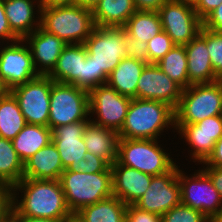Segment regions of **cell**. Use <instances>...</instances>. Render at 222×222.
I'll return each instance as SVG.
<instances>
[{"instance_id": "1", "label": "cell", "mask_w": 222, "mask_h": 222, "mask_svg": "<svg viewBox=\"0 0 222 222\" xmlns=\"http://www.w3.org/2000/svg\"><path fill=\"white\" fill-rule=\"evenodd\" d=\"M24 191L21 202L13 192L11 216L46 218L65 222L73 214L68 209L60 180L23 178L13 186V191ZM19 202V203H18ZM17 205V206H16Z\"/></svg>"}, {"instance_id": "2", "label": "cell", "mask_w": 222, "mask_h": 222, "mask_svg": "<svg viewBox=\"0 0 222 222\" xmlns=\"http://www.w3.org/2000/svg\"><path fill=\"white\" fill-rule=\"evenodd\" d=\"M175 126V109L157 100L132 98L120 138L157 139L165 127Z\"/></svg>"}, {"instance_id": "3", "label": "cell", "mask_w": 222, "mask_h": 222, "mask_svg": "<svg viewBox=\"0 0 222 222\" xmlns=\"http://www.w3.org/2000/svg\"><path fill=\"white\" fill-rule=\"evenodd\" d=\"M40 26L67 44H84L95 28L92 10L76 4L54 7L37 6Z\"/></svg>"}, {"instance_id": "4", "label": "cell", "mask_w": 222, "mask_h": 222, "mask_svg": "<svg viewBox=\"0 0 222 222\" xmlns=\"http://www.w3.org/2000/svg\"><path fill=\"white\" fill-rule=\"evenodd\" d=\"M124 27L95 26L84 45L96 66V86L106 84L108 76L126 56Z\"/></svg>"}, {"instance_id": "5", "label": "cell", "mask_w": 222, "mask_h": 222, "mask_svg": "<svg viewBox=\"0 0 222 222\" xmlns=\"http://www.w3.org/2000/svg\"><path fill=\"white\" fill-rule=\"evenodd\" d=\"M59 180L73 215L82 207L113 195L112 172L85 173L65 169Z\"/></svg>"}, {"instance_id": "6", "label": "cell", "mask_w": 222, "mask_h": 222, "mask_svg": "<svg viewBox=\"0 0 222 222\" xmlns=\"http://www.w3.org/2000/svg\"><path fill=\"white\" fill-rule=\"evenodd\" d=\"M215 115H222V87L219 80L193 84L183 89L175 109V124H195Z\"/></svg>"}, {"instance_id": "7", "label": "cell", "mask_w": 222, "mask_h": 222, "mask_svg": "<svg viewBox=\"0 0 222 222\" xmlns=\"http://www.w3.org/2000/svg\"><path fill=\"white\" fill-rule=\"evenodd\" d=\"M163 150L157 139L120 138L117 162L152 176L162 175L176 166Z\"/></svg>"}, {"instance_id": "8", "label": "cell", "mask_w": 222, "mask_h": 222, "mask_svg": "<svg viewBox=\"0 0 222 222\" xmlns=\"http://www.w3.org/2000/svg\"><path fill=\"white\" fill-rule=\"evenodd\" d=\"M89 114V91L52 80L48 121L51 130L79 121H89Z\"/></svg>"}, {"instance_id": "9", "label": "cell", "mask_w": 222, "mask_h": 222, "mask_svg": "<svg viewBox=\"0 0 222 222\" xmlns=\"http://www.w3.org/2000/svg\"><path fill=\"white\" fill-rule=\"evenodd\" d=\"M52 79L39 75L9 90L18 102L28 124L48 126Z\"/></svg>"}, {"instance_id": "10", "label": "cell", "mask_w": 222, "mask_h": 222, "mask_svg": "<svg viewBox=\"0 0 222 222\" xmlns=\"http://www.w3.org/2000/svg\"><path fill=\"white\" fill-rule=\"evenodd\" d=\"M181 203L202 212L208 219L222 213V199L203 170L189 178L178 168Z\"/></svg>"}, {"instance_id": "11", "label": "cell", "mask_w": 222, "mask_h": 222, "mask_svg": "<svg viewBox=\"0 0 222 222\" xmlns=\"http://www.w3.org/2000/svg\"><path fill=\"white\" fill-rule=\"evenodd\" d=\"M162 30L176 45H186L194 39L203 26L193 5L179 0H168L158 11Z\"/></svg>"}, {"instance_id": "12", "label": "cell", "mask_w": 222, "mask_h": 222, "mask_svg": "<svg viewBox=\"0 0 222 222\" xmlns=\"http://www.w3.org/2000/svg\"><path fill=\"white\" fill-rule=\"evenodd\" d=\"M130 97L119 94L107 83L89 91V113L97 115L92 123L119 132L124 124Z\"/></svg>"}, {"instance_id": "13", "label": "cell", "mask_w": 222, "mask_h": 222, "mask_svg": "<svg viewBox=\"0 0 222 222\" xmlns=\"http://www.w3.org/2000/svg\"><path fill=\"white\" fill-rule=\"evenodd\" d=\"M18 40L0 50V83L6 91L33 80L40 74L35 70L30 47Z\"/></svg>"}, {"instance_id": "14", "label": "cell", "mask_w": 222, "mask_h": 222, "mask_svg": "<svg viewBox=\"0 0 222 222\" xmlns=\"http://www.w3.org/2000/svg\"><path fill=\"white\" fill-rule=\"evenodd\" d=\"M181 203L177 165L169 172L153 176L149 188L134 204L139 209L162 216Z\"/></svg>"}, {"instance_id": "15", "label": "cell", "mask_w": 222, "mask_h": 222, "mask_svg": "<svg viewBox=\"0 0 222 222\" xmlns=\"http://www.w3.org/2000/svg\"><path fill=\"white\" fill-rule=\"evenodd\" d=\"M183 88L166 75L155 63L147 64L139 77L137 98L157 100L176 109Z\"/></svg>"}, {"instance_id": "16", "label": "cell", "mask_w": 222, "mask_h": 222, "mask_svg": "<svg viewBox=\"0 0 222 222\" xmlns=\"http://www.w3.org/2000/svg\"><path fill=\"white\" fill-rule=\"evenodd\" d=\"M194 152L193 159L204 162L212 153L216 141L222 136V115L205 118L195 124H175Z\"/></svg>"}, {"instance_id": "17", "label": "cell", "mask_w": 222, "mask_h": 222, "mask_svg": "<svg viewBox=\"0 0 222 222\" xmlns=\"http://www.w3.org/2000/svg\"><path fill=\"white\" fill-rule=\"evenodd\" d=\"M88 122L79 121L52 130V142L56 146L63 168L66 170L79 171L78 163L84 159L87 152L83 134Z\"/></svg>"}, {"instance_id": "18", "label": "cell", "mask_w": 222, "mask_h": 222, "mask_svg": "<svg viewBox=\"0 0 222 222\" xmlns=\"http://www.w3.org/2000/svg\"><path fill=\"white\" fill-rule=\"evenodd\" d=\"M112 192L126 205H134L149 188L152 175L119 164L111 165Z\"/></svg>"}, {"instance_id": "19", "label": "cell", "mask_w": 222, "mask_h": 222, "mask_svg": "<svg viewBox=\"0 0 222 222\" xmlns=\"http://www.w3.org/2000/svg\"><path fill=\"white\" fill-rule=\"evenodd\" d=\"M189 86L219 80L215 74L207 49V29L202 26L199 34L185 45Z\"/></svg>"}, {"instance_id": "20", "label": "cell", "mask_w": 222, "mask_h": 222, "mask_svg": "<svg viewBox=\"0 0 222 222\" xmlns=\"http://www.w3.org/2000/svg\"><path fill=\"white\" fill-rule=\"evenodd\" d=\"M24 40L29 41L33 64L35 70L40 75H48L53 70L63 49L67 45L62 39L47 32L41 26L37 27V29ZM37 62L41 64L38 70Z\"/></svg>"}, {"instance_id": "21", "label": "cell", "mask_w": 222, "mask_h": 222, "mask_svg": "<svg viewBox=\"0 0 222 222\" xmlns=\"http://www.w3.org/2000/svg\"><path fill=\"white\" fill-rule=\"evenodd\" d=\"M87 57L84 44H67L48 76L54 82L82 88V69Z\"/></svg>"}, {"instance_id": "22", "label": "cell", "mask_w": 222, "mask_h": 222, "mask_svg": "<svg viewBox=\"0 0 222 222\" xmlns=\"http://www.w3.org/2000/svg\"><path fill=\"white\" fill-rule=\"evenodd\" d=\"M64 170L57 148L51 141L24 162L23 178L59 180Z\"/></svg>"}, {"instance_id": "23", "label": "cell", "mask_w": 222, "mask_h": 222, "mask_svg": "<svg viewBox=\"0 0 222 222\" xmlns=\"http://www.w3.org/2000/svg\"><path fill=\"white\" fill-rule=\"evenodd\" d=\"M119 133L96 125L91 120L86 124L83 141L87 152L106 160L110 165L117 161Z\"/></svg>"}, {"instance_id": "24", "label": "cell", "mask_w": 222, "mask_h": 222, "mask_svg": "<svg viewBox=\"0 0 222 222\" xmlns=\"http://www.w3.org/2000/svg\"><path fill=\"white\" fill-rule=\"evenodd\" d=\"M146 65L134 58H123L108 76L107 84L121 95L137 98L138 80Z\"/></svg>"}, {"instance_id": "25", "label": "cell", "mask_w": 222, "mask_h": 222, "mask_svg": "<svg viewBox=\"0 0 222 222\" xmlns=\"http://www.w3.org/2000/svg\"><path fill=\"white\" fill-rule=\"evenodd\" d=\"M33 3V0H3L9 26L20 40H24L40 26V16L38 23L34 20ZM33 22L37 24L35 28Z\"/></svg>"}, {"instance_id": "26", "label": "cell", "mask_w": 222, "mask_h": 222, "mask_svg": "<svg viewBox=\"0 0 222 222\" xmlns=\"http://www.w3.org/2000/svg\"><path fill=\"white\" fill-rule=\"evenodd\" d=\"M136 11L133 0H100L92 14L95 26L124 27Z\"/></svg>"}, {"instance_id": "27", "label": "cell", "mask_w": 222, "mask_h": 222, "mask_svg": "<svg viewBox=\"0 0 222 222\" xmlns=\"http://www.w3.org/2000/svg\"><path fill=\"white\" fill-rule=\"evenodd\" d=\"M11 141L17 155L24 163L52 141V130L48 126L27 123Z\"/></svg>"}, {"instance_id": "28", "label": "cell", "mask_w": 222, "mask_h": 222, "mask_svg": "<svg viewBox=\"0 0 222 222\" xmlns=\"http://www.w3.org/2000/svg\"><path fill=\"white\" fill-rule=\"evenodd\" d=\"M127 205L114 195L82 207L74 215L82 222H125Z\"/></svg>"}, {"instance_id": "29", "label": "cell", "mask_w": 222, "mask_h": 222, "mask_svg": "<svg viewBox=\"0 0 222 222\" xmlns=\"http://www.w3.org/2000/svg\"><path fill=\"white\" fill-rule=\"evenodd\" d=\"M26 124L17 100L5 91L0 95V137L13 140Z\"/></svg>"}, {"instance_id": "30", "label": "cell", "mask_w": 222, "mask_h": 222, "mask_svg": "<svg viewBox=\"0 0 222 222\" xmlns=\"http://www.w3.org/2000/svg\"><path fill=\"white\" fill-rule=\"evenodd\" d=\"M127 35L137 41L148 42L162 31L161 18L155 11H136L124 26Z\"/></svg>"}, {"instance_id": "31", "label": "cell", "mask_w": 222, "mask_h": 222, "mask_svg": "<svg viewBox=\"0 0 222 222\" xmlns=\"http://www.w3.org/2000/svg\"><path fill=\"white\" fill-rule=\"evenodd\" d=\"M156 65L183 89L189 87L185 45H175Z\"/></svg>"}, {"instance_id": "32", "label": "cell", "mask_w": 222, "mask_h": 222, "mask_svg": "<svg viewBox=\"0 0 222 222\" xmlns=\"http://www.w3.org/2000/svg\"><path fill=\"white\" fill-rule=\"evenodd\" d=\"M24 163L17 155L12 141L0 137V181L11 186L23 179Z\"/></svg>"}, {"instance_id": "33", "label": "cell", "mask_w": 222, "mask_h": 222, "mask_svg": "<svg viewBox=\"0 0 222 222\" xmlns=\"http://www.w3.org/2000/svg\"><path fill=\"white\" fill-rule=\"evenodd\" d=\"M161 222H208L200 211L180 203L161 216Z\"/></svg>"}, {"instance_id": "34", "label": "cell", "mask_w": 222, "mask_h": 222, "mask_svg": "<svg viewBox=\"0 0 222 222\" xmlns=\"http://www.w3.org/2000/svg\"><path fill=\"white\" fill-rule=\"evenodd\" d=\"M147 44L149 64H156L176 45L164 30H162L156 36L151 38L147 42Z\"/></svg>"}, {"instance_id": "35", "label": "cell", "mask_w": 222, "mask_h": 222, "mask_svg": "<svg viewBox=\"0 0 222 222\" xmlns=\"http://www.w3.org/2000/svg\"><path fill=\"white\" fill-rule=\"evenodd\" d=\"M207 49L215 74L222 77V32L207 29Z\"/></svg>"}, {"instance_id": "36", "label": "cell", "mask_w": 222, "mask_h": 222, "mask_svg": "<svg viewBox=\"0 0 222 222\" xmlns=\"http://www.w3.org/2000/svg\"><path fill=\"white\" fill-rule=\"evenodd\" d=\"M78 167L80 172L85 173L112 172L111 165L106 160L89 152L79 161Z\"/></svg>"}, {"instance_id": "37", "label": "cell", "mask_w": 222, "mask_h": 222, "mask_svg": "<svg viewBox=\"0 0 222 222\" xmlns=\"http://www.w3.org/2000/svg\"><path fill=\"white\" fill-rule=\"evenodd\" d=\"M13 186L0 181V222H8L13 211Z\"/></svg>"}, {"instance_id": "38", "label": "cell", "mask_w": 222, "mask_h": 222, "mask_svg": "<svg viewBox=\"0 0 222 222\" xmlns=\"http://www.w3.org/2000/svg\"><path fill=\"white\" fill-rule=\"evenodd\" d=\"M126 56L127 58H134L149 64L148 44L147 42H140L126 34Z\"/></svg>"}, {"instance_id": "39", "label": "cell", "mask_w": 222, "mask_h": 222, "mask_svg": "<svg viewBox=\"0 0 222 222\" xmlns=\"http://www.w3.org/2000/svg\"><path fill=\"white\" fill-rule=\"evenodd\" d=\"M125 222H161V216L141 210L135 205H127Z\"/></svg>"}, {"instance_id": "40", "label": "cell", "mask_w": 222, "mask_h": 222, "mask_svg": "<svg viewBox=\"0 0 222 222\" xmlns=\"http://www.w3.org/2000/svg\"><path fill=\"white\" fill-rule=\"evenodd\" d=\"M96 87V66L88 55L82 69V89L90 91Z\"/></svg>"}, {"instance_id": "41", "label": "cell", "mask_w": 222, "mask_h": 222, "mask_svg": "<svg viewBox=\"0 0 222 222\" xmlns=\"http://www.w3.org/2000/svg\"><path fill=\"white\" fill-rule=\"evenodd\" d=\"M203 27L214 32H222V3L203 20Z\"/></svg>"}, {"instance_id": "42", "label": "cell", "mask_w": 222, "mask_h": 222, "mask_svg": "<svg viewBox=\"0 0 222 222\" xmlns=\"http://www.w3.org/2000/svg\"><path fill=\"white\" fill-rule=\"evenodd\" d=\"M221 3L222 0H198L193 7L199 18L203 21L218 6H220Z\"/></svg>"}, {"instance_id": "43", "label": "cell", "mask_w": 222, "mask_h": 222, "mask_svg": "<svg viewBox=\"0 0 222 222\" xmlns=\"http://www.w3.org/2000/svg\"><path fill=\"white\" fill-rule=\"evenodd\" d=\"M0 38L15 42L20 40L11 30L5 14L3 0H0Z\"/></svg>"}, {"instance_id": "44", "label": "cell", "mask_w": 222, "mask_h": 222, "mask_svg": "<svg viewBox=\"0 0 222 222\" xmlns=\"http://www.w3.org/2000/svg\"><path fill=\"white\" fill-rule=\"evenodd\" d=\"M202 163L212 167H222V136L216 141L212 153Z\"/></svg>"}, {"instance_id": "45", "label": "cell", "mask_w": 222, "mask_h": 222, "mask_svg": "<svg viewBox=\"0 0 222 222\" xmlns=\"http://www.w3.org/2000/svg\"><path fill=\"white\" fill-rule=\"evenodd\" d=\"M167 1L168 0H133L136 10L155 12H158Z\"/></svg>"}, {"instance_id": "46", "label": "cell", "mask_w": 222, "mask_h": 222, "mask_svg": "<svg viewBox=\"0 0 222 222\" xmlns=\"http://www.w3.org/2000/svg\"><path fill=\"white\" fill-rule=\"evenodd\" d=\"M204 171L211 178L214 188L219 192L222 199V167L207 166Z\"/></svg>"}, {"instance_id": "47", "label": "cell", "mask_w": 222, "mask_h": 222, "mask_svg": "<svg viewBox=\"0 0 222 222\" xmlns=\"http://www.w3.org/2000/svg\"><path fill=\"white\" fill-rule=\"evenodd\" d=\"M40 7L66 6L76 4V0H38Z\"/></svg>"}, {"instance_id": "48", "label": "cell", "mask_w": 222, "mask_h": 222, "mask_svg": "<svg viewBox=\"0 0 222 222\" xmlns=\"http://www.w3.org/2000/svg\"><path fill=\"white\" fill-rule=\"evenodd\" d=\"M13 222H61L46 218H32L27 216H11Z\"/></svg>"}, {"instance_id": "49", "label": "cell", "mask_w": 222, "mask_h": 222, "mask_svg": "<svg viewBox=\"0 0 222 222\" xmlns=\"http://www.w3.org/2000/svg\"><path fill=\"white\" fill-rule=\"evenodd\" d=\"M100 0H76V5L93 10Z\"/></svg>"}, {"instance_id": "50", "label": "cell", "mask_w": 222, "mask_h": 222, "mask_svg": "<svg viewBox=\"0 0 222 222\" xmlns=\"http://www.w3.org/2000/svg\"><path fill=\"white\" fill-rule=\"evenodd\" d=\"M208 222H222V213L208 219Z\"/></svg>"}, {"instance_id": "51", "label": "cell", "mask_w": 222, "mask_h": 222, "mask_svg": "<svg viewBox=\"0 0 222 222\" xmlns=\"http://www.w3.org/2000/svg\"><path fill=\"white\" fill-rule=\"evenodd\" d=\"M179 1H182L184 3H188L193 6L198 2V0H179Z\"/></svg>"}, {"instance_id": "52", "label": "cell", "mask_w": 222, "mask_h": 222, "mask_svg": "<svg viewBox=\"0 0 222 222\" xmlns=\"http://www.w3.org/2000/svg\"><path fill=\"white\" fill-rule=\"evenodd\" d=\"M70 222H82L81 220H79L75 215H72L70 217Z\"/></svg>"}, {"instance_id": "53", "label": "cell", "mask_w": 222, "mask_h": 222, "mask_svg": "<svg viewBox=\"0 0 222 222\" xmlns=\"http://www.w3.org/2000/svg\"><path fill=\"white\" fill-rule=\"evenodd\" d=\"M6 90L3 88V86L0 83V95H2Z\"/></svg>"}, {"instance_id": "54", "label": "cell", "mask_w": 222, "mask_h": 222, "mask_svg": "<svg viewBox=\"0 0 222 222\" xmlns=\"http://www.w3.org/2000/svg\"><path fill=\"white\" fill-rule=\"evenodd\" d=\"M219 82H220L221 87H222V77L219 78Z\"/></svg>"}]
</instances>
